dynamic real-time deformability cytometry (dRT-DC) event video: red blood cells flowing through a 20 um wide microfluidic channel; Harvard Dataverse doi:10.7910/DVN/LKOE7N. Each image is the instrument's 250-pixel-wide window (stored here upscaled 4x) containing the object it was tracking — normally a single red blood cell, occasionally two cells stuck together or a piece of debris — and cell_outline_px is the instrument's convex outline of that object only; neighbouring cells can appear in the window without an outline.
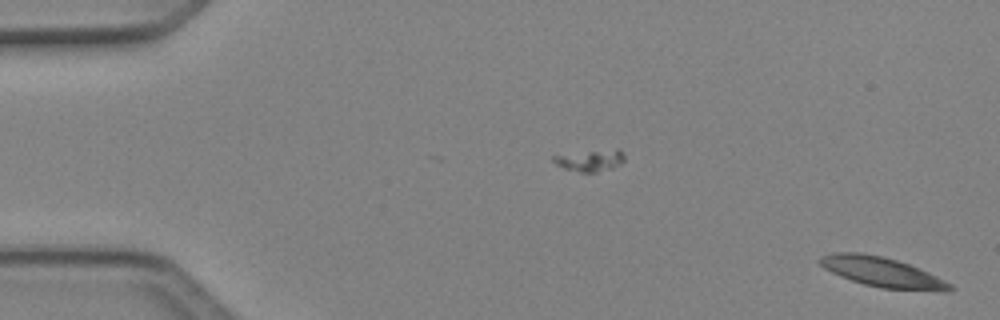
{"species": "Egyptian fruit bat (a non-hibernating species)", "species_latin": "Rousettus aegyptiacus", "temperature_condition": "cold", "stored_images_in_passage": 5, "camera_frame_rate_fps": 3000, "um_per_image_px": 0.085, "animal": {"sex": "female"}, "frame": {"image": 1, "passage_image": 1, "time_ms": 0.0, "image_size_px": [1000, 320], "cell_outline_px": [[956, 288], [948, 292], [944, 292], [880, 288], [864, 284], [840, 276], [824, 268], [816, 260], [820, 256], [832, 252], [860, 252], [880, 256], [896, 260], [908, 264], [928, 272], [952, 284]], "centroid_in_image_um": [74.99, 23.14], "position_along_channel_um": 10.0, "area_um2": 22.72}}
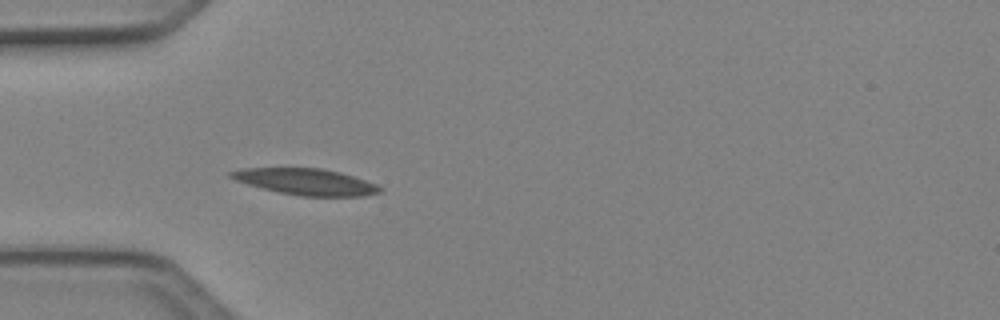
{"frame": {"image": 2, "passage_image": 5, "time_ms": 1.333, "image_size_px": [1000, 320], "cell_outline_px": [[384, 188], [380, 192], [364, 196], [300, 196], [280, 192], [248, 184], [236, 180], [228, 176], [228, 172], [240, 168], [320, 168], [340, 172], [376, 184]], "centroid_in_image_um": [26.0, 15.44], "position_along_channel_um": 59.0, "area_um2": 22.66}}